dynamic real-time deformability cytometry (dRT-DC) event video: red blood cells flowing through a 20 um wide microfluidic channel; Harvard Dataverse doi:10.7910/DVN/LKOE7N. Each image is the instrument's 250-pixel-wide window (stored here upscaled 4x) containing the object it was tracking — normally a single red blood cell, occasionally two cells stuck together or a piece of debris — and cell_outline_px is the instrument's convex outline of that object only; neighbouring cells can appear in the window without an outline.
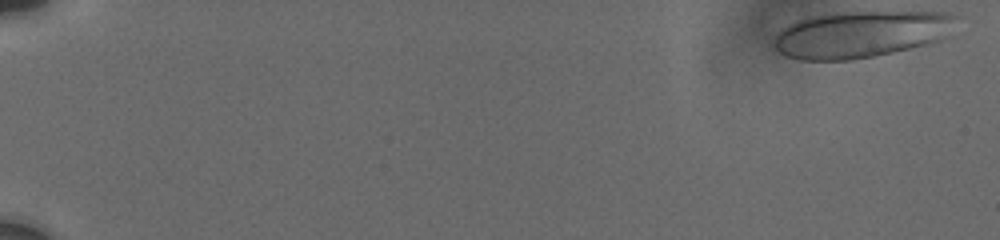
{"species": "human", "species_latin": "Homo sapiens", "temperature_condition": "cold", "stored_images_in_passage": 37, "camera_frame_rate_fps": 3000, "um_per_image_px": 0.085, "donor": {"sex": "male"}, "frame": {"image": 1, "passage_image": 1, "time_ms": 0.0, "image_size_px": [1000, 240], "cell_outline_px": [[956, 16], [940, 40], [892, 52], [852, 60], [800, 60], [784, 56], [772, 44], [776, 36], [788, 24], [796, 20], [808, 16], [836, 12], [944, 12]], "centroid_in_image_um": [73.04, 2.91], "position_along_channel_um": 12.0, "area_um2": 48.96}}
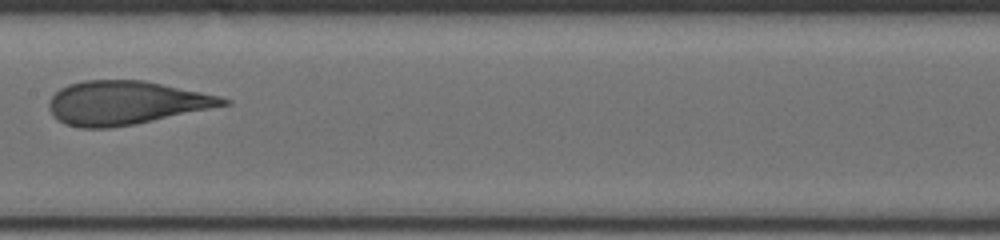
{"frame": {"image": 2, "passage_image": 27, "time_ms": 10.0, "image_size_px": [1000, 240], "cell_outline_px": [[232, 104], [136, 124], [108, 128], [80, 128], [64, 124], [48, 108], [48, 104], [52, 96], [60, 88], [68, 84], [84, 80], [144, 80], [220, 96], [232, 100]], "centroid_in_image_um": [10.71, 8.74], "position_along_channel_um": 196.7, "area_um2": 44.27}}
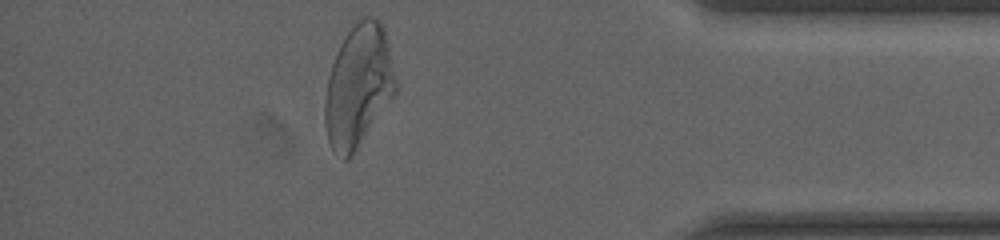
{"frame": {"image": 3, "passage_image": 37, "time_ms": 16.333, "image_size_px": [1000, 240], "cell_outline_px": [[396, 92], [352, 156], [344, 160], [332, 148], [328, 140], [324, 124], [324, 104], [328, 76], [336, 52], [340, 44], [348, 32], [360, 16], [372, 16], [380, 20], [384, 28], [388, 44], [396, 80]], "centroid_in_image_um": [30.45, 7.28], "position_along_channel_um": 404.8, "area_um2": 50.17}, "authors_computed_cell_mechanics": {"area_um2": 46.2978, "velocity_mm_per_s": 3.7338, "shape_relaxation_time_tau1_ms": 7.3953, "shape_relaxation_time_tau2_ms": 0.9318, "deformation_change_tau1": 0.2168, "deformation_change_tau2": 0.0783}}